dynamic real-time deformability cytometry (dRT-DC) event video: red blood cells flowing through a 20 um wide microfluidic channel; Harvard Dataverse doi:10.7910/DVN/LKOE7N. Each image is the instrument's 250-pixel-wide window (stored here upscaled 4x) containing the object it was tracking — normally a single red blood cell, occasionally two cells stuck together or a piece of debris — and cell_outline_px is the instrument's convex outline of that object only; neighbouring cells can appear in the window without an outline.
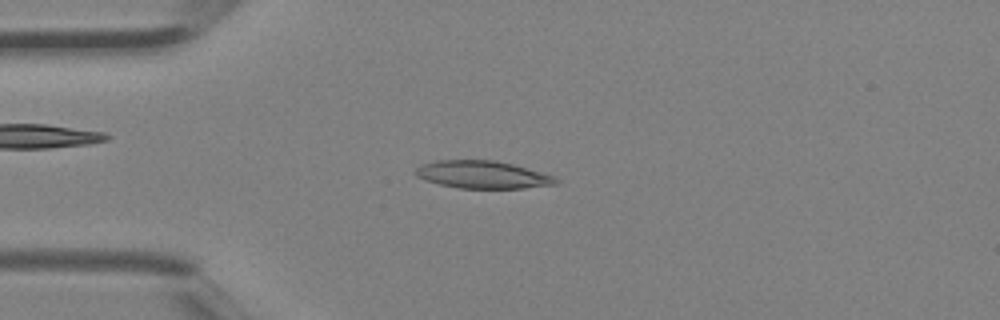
{"species": "Egyptian fruit bat (a non-hibernating species)", "species_latin": "Rousettus aegyptiacus", "temperature_condition": "room temperature", "stored_images_in_passage": 39, "camera_frame_rate_fps": 3000, "um_per_image_px": 0.085, "animal": {"sex": "female"}, "frame": {"image": 1, "passage_image": 9, "time_ms": 2.667, "image_size_px": [1000, 320], "cell_outline_px": [[560, 180], [556, 184], [524, 188], [460, 188], [440, 184], [416, 176], [412, 172], [420, 164], [436, 160], [496, 160], [512, 164], [556, 176]], "centroid_in_image_um": [41.02, 14.84], "position_along_channel_um": 44.0, "area_um2": 22.6}}
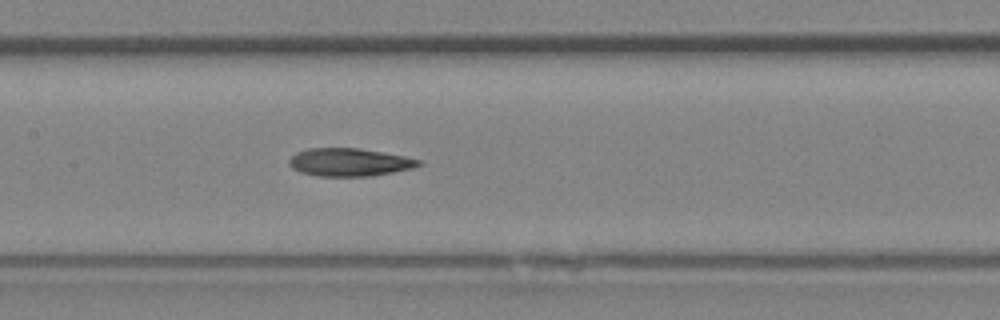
{"frame": {"image": 2, "passage_image": 18, "time_ms": 5.667, "image_size_px": [1000, 320], "cell_outline_px": [[424, 164], [412, 168], [392, 172], [368, 176], [320, 176], [300, 172], [292, 168], [288, 164], [288, 160], [296, 152], [308, 148], [360, 148], [404, 156], [420, 160]], "centroid_in_image_um": [29.67, 13.78], "position_along_channel_um": 177.7, "area_um2": 21.04}}
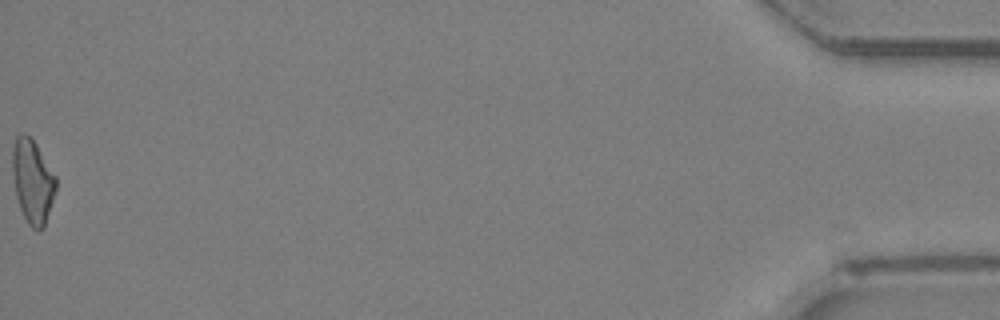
{"frame": {"image": 3, "passage_image": 39, "time_ms": 12.667, "image_size_px": [1000, 320], "cell_outline_px": [[56, 188], [44, 228], [32, 228], [28, 224], [20, 208], [16, 196], [12, 172], [12, 148], [16, 136], [20, 132], [24, 132], [36, 144], [56, 176]], "centroid_in_image_um": [2.75, 15.38], "position_along_channel_um": 432.4, "area_um2": 21.1}}